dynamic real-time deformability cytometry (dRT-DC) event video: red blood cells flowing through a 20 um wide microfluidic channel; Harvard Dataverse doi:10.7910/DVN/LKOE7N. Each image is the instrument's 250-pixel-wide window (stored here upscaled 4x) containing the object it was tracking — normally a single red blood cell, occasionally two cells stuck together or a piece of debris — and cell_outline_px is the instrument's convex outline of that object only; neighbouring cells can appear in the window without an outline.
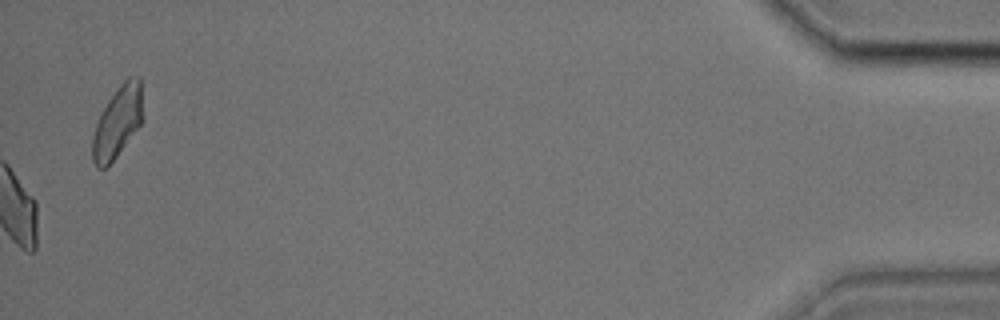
{"species": "common noctule bat (a hibernating species)", "species_latin": "Nyctalus noctula", "temperature_condition": "cold", "stored_images_in_passage": 38, "camera_frame_rate_fps": 3000, "um_per_image_px": 0.085, "animal": {"sex": "male", "body_mass_g": 17.9, "forearm_length_mm": 54.2}, "frame": {"image": 1, "passage_image": 38, "time_ms": 12.333, "image_size_px": [1000, 320], "cell_outline_px": [[144, 120], [116, 156], [104, 168], [96, 168], [92, 160], [92, 136], [96, 124], [108, 100], [120, 84], [128, 76], [140, 76], [144, 116]], "centroid_in_image_um": [10.02, 10.34], "position_along_channel_um": 425.2, "area_um2": 20.98}}